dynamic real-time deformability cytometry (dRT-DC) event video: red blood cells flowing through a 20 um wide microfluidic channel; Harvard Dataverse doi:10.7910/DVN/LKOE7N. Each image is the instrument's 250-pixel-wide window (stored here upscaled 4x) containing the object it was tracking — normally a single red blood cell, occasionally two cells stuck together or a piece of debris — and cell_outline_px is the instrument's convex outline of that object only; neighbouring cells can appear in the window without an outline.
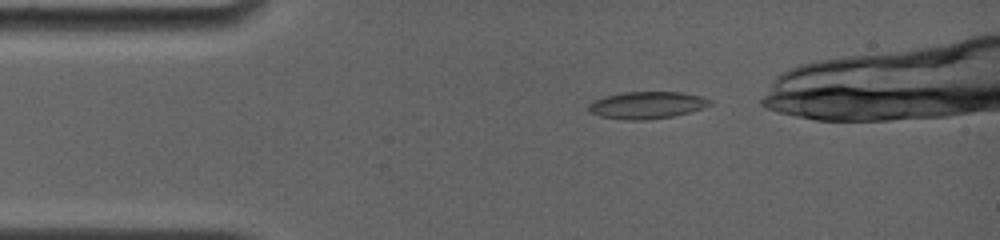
{"species": "common noctule bat (a hibernating species)", "species_latin": "Nyctalus noctula", "temperature_condition": "room temperature", "stored_images_in_passage": 26, "camera_frame_rate_fps": 4000, "um_per_image_px": 0.085, "animal": {"sex": "female", "body_mass_g": 19.0, "forearm_length_mm": 56.7}, "frame": {"image": 1, "passage_image": 2, "time_ms": 0.5, "image_size_px": [1000, 240], "cell_outline_px": [[712, 104], [688, 112], [672, 116], [644, 120], [628, 120], [600, 116], [588, 112], [588, 104], [604, 96], [624, 92], [680, 92], [700, 96], [712, 100]], "centroid_in_image_um": [54.95, 8.93], "position_along_channel_um": 30.0, "area_um2": 18.96}}
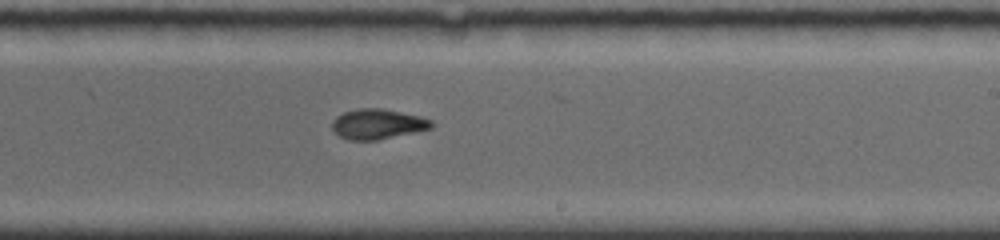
{"frame": {"image": 2, "passage_image": 15, "time_ms": 7.5, "image_size_px": [1000, 240], "cell_outline_px": [[436, 124], [432, 128], [376, 140], [348, 140], [340, 136], [332, 128], [332, 120], [336, 116], [344, 112], [360, 108], [380, 108], [420, 116], [432, 120]], "centroid_in_image_um": [32.1, 10.54], "position_along_channel_um": 256.9, "area_um2": 17.34}}
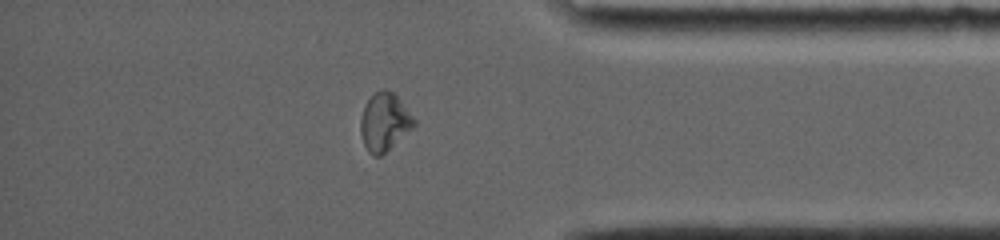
{"frame": {"image": 3, "passage_image": 23, "time_ms": 11.5, "image_size_px": [1000, 240], "cell_outline_px": [[416, 124], [412, 128], [380, 156], [372, 156], [368, 152], [364, 144], [360, 132], [360, 120], [364, 104], [380, 88], [384, 88], [392, 92], [400, 100], [416, 120]], "centroid_in_image_um": [32.65, 10.36], "position_along_channel_um": 402.5, "area_um2": 17.86}}